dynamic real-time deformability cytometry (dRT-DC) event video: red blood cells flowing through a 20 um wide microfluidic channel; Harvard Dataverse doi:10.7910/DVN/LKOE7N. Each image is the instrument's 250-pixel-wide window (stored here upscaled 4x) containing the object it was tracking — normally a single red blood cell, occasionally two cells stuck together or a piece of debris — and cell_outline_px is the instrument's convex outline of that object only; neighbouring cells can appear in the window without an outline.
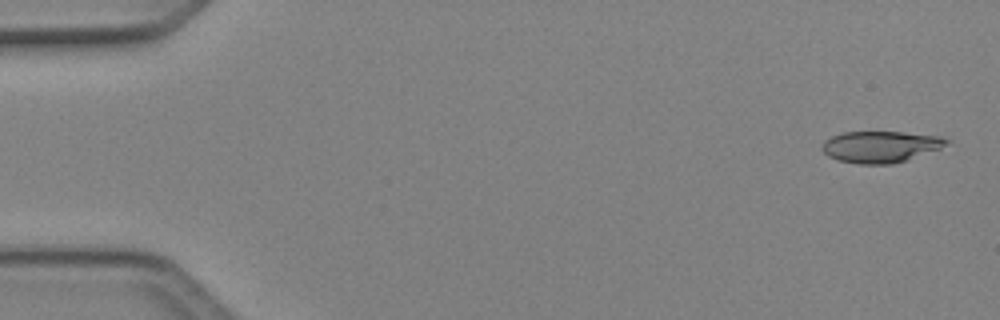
{"species": "Egyptian fruit bat (a non-hibernating species)", "species_latin": "Rousettus aegyptiacus", "temperature_condition": "cold", "stored_images_in_passage": 6, "camera_frame_rate_fps": 3000, "um_per_image_px": 0.085, "animal": {"sex": "female"}, "frame": {"image": 1, "passage_image": 1, "time_ms": 0.0, "image_size_px": [1000, 320], "cell_outline_px": [[952, 140], [948, 144], [940, 148], [908, 160], [892, 164], [860, 164], [840, 160], [828, 156], [820, 148], [824, 140], [832, 136], [844, 132], [904, 132], [940, 136]], "centroid_in_image_um": [74.86, 12.47], "position_along_channel_um": 10.1, "area_um2": 22.89}}
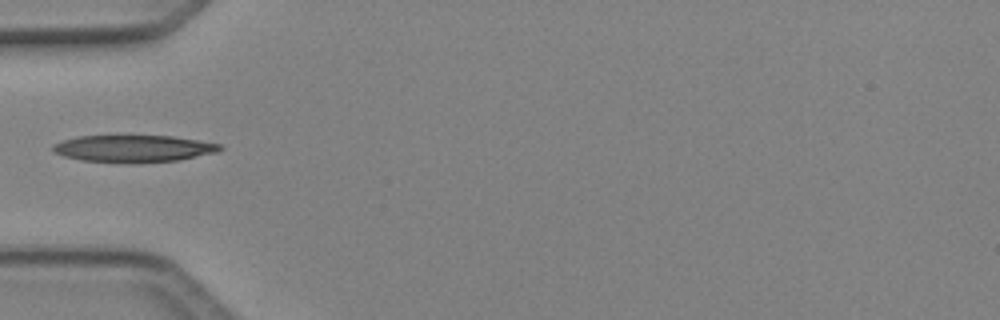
{"frame": {"image": 2, "passage_image": 5, "time_ms": 1.333, "image_size_px": [1000, 320], "cell_outline_px": [[224, 148], [216, 152], [176, 160], [132, 164], [128, 164], [84, 160], [64, 156], [56, 152], [52, 148], [52, 144], [60, 140], [76, 136], [172, 136], [220, 144]], "centroid_in_image_um": [11.3, 12.63], "position_along_channel_um": 73.7, "area_um2": 26.3}}
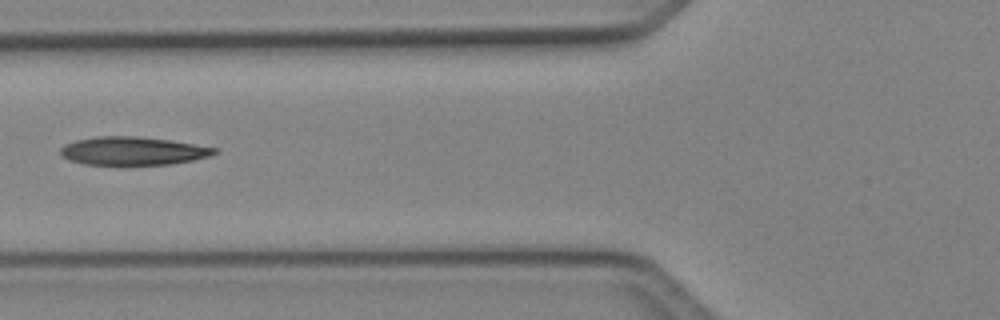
{"frame": {"image": 3, "passage_image": 6, "time_ms": 1.667, "image_size_px": [1000, 320], "cell_outline_px": [[220, 152], [212, 156], [172, 164], [84, 164], [68, 160], [60, 156], [60, 148], [64, 144], [76, 140], [96, 136], [136, 136], [172, 140], [216, 148]], "centroid_in_image_um": [11.29, 12.82], "position_along_channel_um": 114.5, "area_um2": 25.49}}